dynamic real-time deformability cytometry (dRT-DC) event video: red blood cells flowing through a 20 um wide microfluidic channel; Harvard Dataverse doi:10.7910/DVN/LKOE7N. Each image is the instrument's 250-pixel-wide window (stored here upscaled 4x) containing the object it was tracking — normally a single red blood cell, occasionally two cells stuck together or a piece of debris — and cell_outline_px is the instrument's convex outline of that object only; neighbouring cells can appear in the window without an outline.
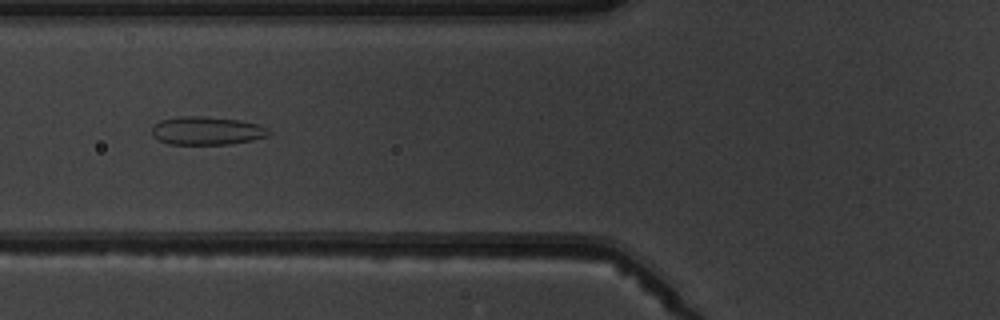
{"species": "common noctule bat (a hibernating species)", "species_latin": "Nyctalus noctula", "temperature_condition": "warm", "stored_images_in_passage": 8, "camera_frame_rate_fps": 3000, "um_per_image_px": 0.085, "animal": {"sex": "male", "body_mass_g": 19.5, "forearm_length_mm": 54.6}, "frame": {"image": 1, "passage_image": 7, "time_ms": 6.667, "image_size_px": [1000, 320], "cell_outline_px": [[272, 132], [268, 136], [252, 140], [228, 144], [168, 144], [152, 136], [152, 124], [160, 120], [176, 116], [204, 116], [236, 120], [256, 124], [268, 128]], "centroid_in_image_um": [17.54, 11.11], "position_along_channel_um": 108.3, "area_um2": 19.31}}
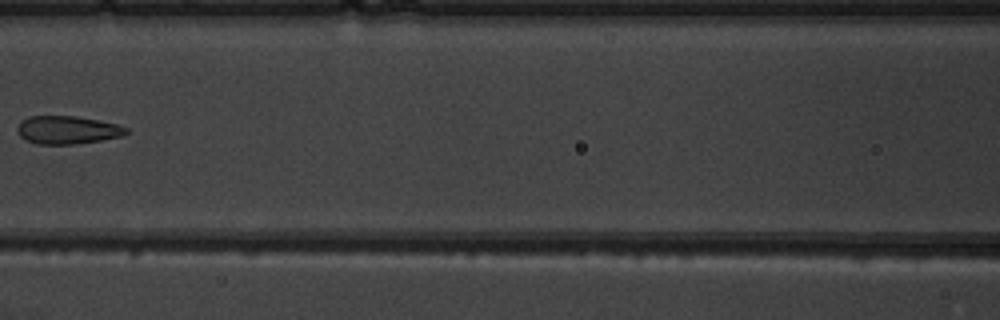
{"frame": {"image": 2, "passage_image": 8, "time_ms": 8.0, "image_size_px": [1000, 320], "cell_outline_px": [[128, 132], [120, 136], [100, 140], [72, 144], [36, 144], [24, 140], [20, 136], [16, 128], [28, 116], [76, 116], [116, 124], [128, 128]], "centroid_in_image_um": [5.69, 11.05], "position_along_channel_um": 160.9, "area_um2": 17.57}}